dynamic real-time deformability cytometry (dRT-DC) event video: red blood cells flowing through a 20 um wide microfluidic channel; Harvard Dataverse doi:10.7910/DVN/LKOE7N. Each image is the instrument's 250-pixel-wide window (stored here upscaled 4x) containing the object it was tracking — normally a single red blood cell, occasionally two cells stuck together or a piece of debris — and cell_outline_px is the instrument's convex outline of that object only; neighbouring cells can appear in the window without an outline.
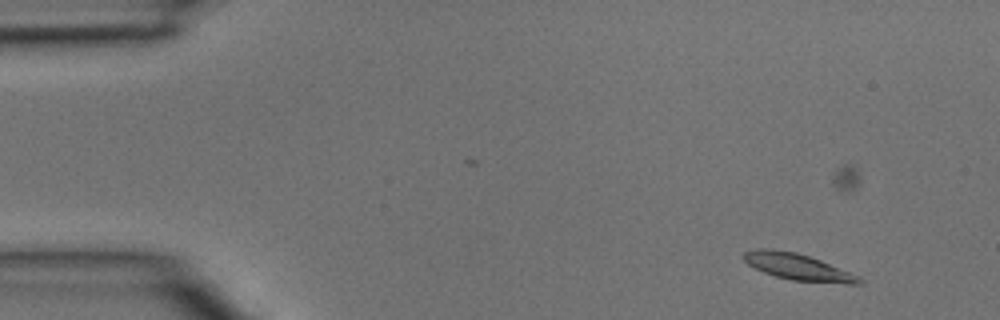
{"species": "common noctule bat (a hibernating species)", "species_latin": "Nyctalus noctula", "temperature_condition": "room temperature", "stored_images_in_passage": 4, "camera_frame_rate_fps": 3000, "um_per_image_px": 0.085, "animal": {"sex": "male", "body_mass_g": 15.6}, "frame": {"image": 1, "passage_image": 2, "time_ms": 0.333, "image_size_px": [1000, 320], "cell_outline_px": [[864, 284], [848, 284], [792, 280], [776, 276], [764, 272], [748, 264], [740, 256], [744, 252], [756, 248], [772, 248], [796, 252], [820, 260], [860, 276], [864, 280]], "centroid_in_image_um": [67.83, 22.68], "position_along_channel_um": 17.2, "area_um2": 17.92}}